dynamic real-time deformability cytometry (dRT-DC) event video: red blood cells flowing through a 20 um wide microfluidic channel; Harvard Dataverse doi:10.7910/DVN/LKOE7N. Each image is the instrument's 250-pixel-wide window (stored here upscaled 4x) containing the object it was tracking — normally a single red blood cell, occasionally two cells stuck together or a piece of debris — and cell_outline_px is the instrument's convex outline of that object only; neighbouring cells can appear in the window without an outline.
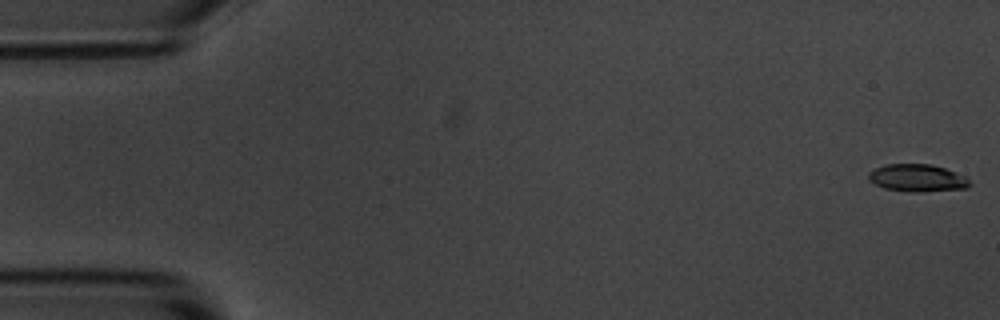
{"species": "common noctule bat (a hibernating species)", "species_latin": "Nyctalus noctula", "temperature_condition": "room temperature", "stored_images_in_passage": 6, "segment_of_instrument_passage": [1, 2], "camera_frame_rate_fps": 3000, "um_per_image_px": 0.085, "animal": {"sex": "male", "body_mass_g": 20.1, "forearm_length_mm": 53.5}, "frame": {"image": 1, "passage_image": 1, "time_ms": 0.0, "image_size_px": [1000, 320], "cell_outline_px": [[972, 184], [968, 188], [920, 192], [912, 192], [884, 188], [868, 180], [868, 172], [876, 168], [888, 164], [932, 164], [968, 176]], "centroid_in_image_um": [78.02, 15.13], "position_along_channel_um": 7.0, "area_um2": 16.3}}
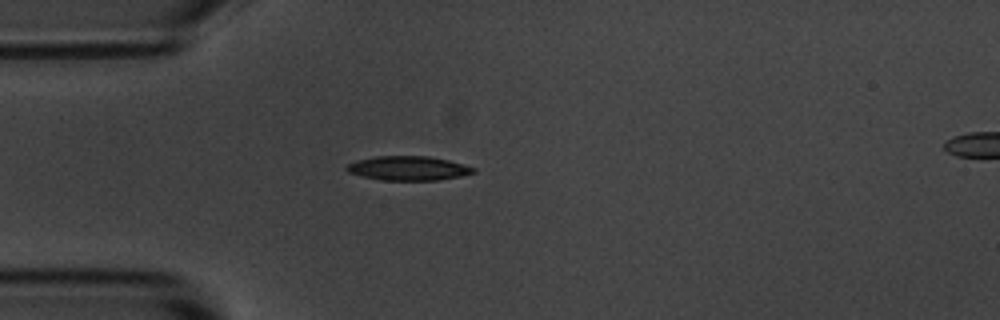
{"frame": {"image": 2, "passage_image": 5, "time_ms": 4.667, "image_size_px": [1000, 320], "cell_outline_px": [[476, 172], [460, 176], [436, 180], [380, 180], [348, 172], [344, 168], [348, 164], [356, 160], [376, 156], [428, 156], [448, 160], [464, 164], [476, 168]], "centroid_in_image_um": [34.7, 14.29], "position_along_channel_um": 50.3, "area_um2": 17.86}}